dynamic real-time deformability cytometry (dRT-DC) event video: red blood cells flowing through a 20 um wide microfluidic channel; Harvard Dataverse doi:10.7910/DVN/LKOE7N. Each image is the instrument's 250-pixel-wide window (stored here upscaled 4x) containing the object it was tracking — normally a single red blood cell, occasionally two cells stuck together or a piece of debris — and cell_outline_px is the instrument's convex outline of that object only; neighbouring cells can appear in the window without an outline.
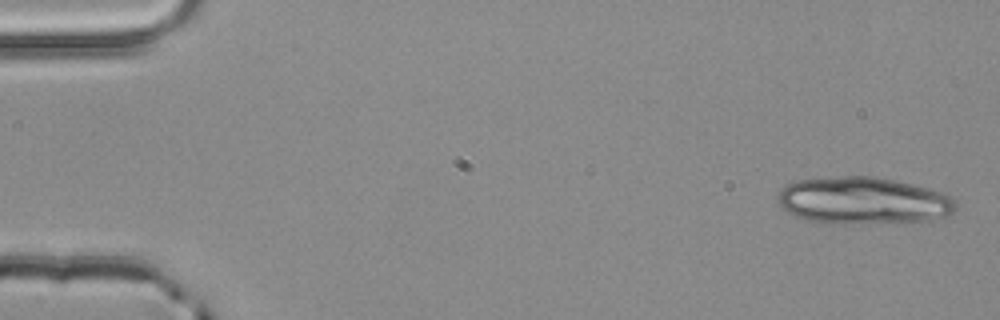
{"species": "common noctule bat (a hibernating species)", "species_latin": "Nyctalus noctula", "temperature_condition": "room temperature", "stored_images_in_passage": 4, "camera_frame_rate_fps": 3000, "um_per_image_px": 0.085, "animal": {"sex": "male", "body_mass_g": 20.4}, "frame": {"image": 1, "passage_image": 1, "time_ms": 0.0, "image_size_px": [1000, 320], "cell_outline_px": [[956, 208], [948, 216], [932, 220], [848, 224], [828, 224], [804, 220], [788, 212], [780, 204], [776, 196], [784, 184], [796, 180], [840, 176], [872, 176], [912, 184], [948, 196], [956, 204]], "centroid_in_image_um": [73.28, 17.06], "position_along_channel_um": 11.7, "area_um2": 48.78}}